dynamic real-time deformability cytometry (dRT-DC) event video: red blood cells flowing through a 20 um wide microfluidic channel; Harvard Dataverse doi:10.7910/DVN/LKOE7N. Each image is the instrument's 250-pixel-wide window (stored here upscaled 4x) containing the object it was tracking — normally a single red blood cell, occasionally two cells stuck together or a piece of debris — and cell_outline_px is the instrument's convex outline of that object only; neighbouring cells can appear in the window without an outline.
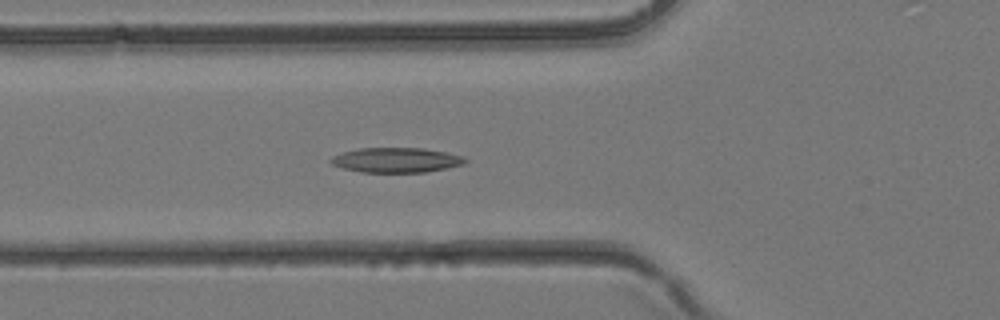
{"species": "common noctule bat (a hibernating species)", "species_latin": "Nyctalus noctula", "temperature_condition": "room temperature", "stored_images_in_passage": 38, "camera_frame_rate_fps": 3000, "um_per_image_px": 0.085, "animal": {"sex": "female", "body_mass_g": 24.6, "forearm_length_mm": 56.2}, "frame": {"image": 1, "passage_image": 14, "time_ms": 4.333, "image_size_px": [1000, 320], "cell_outline_px": [[468, 160], [464, 164], [424, 172], [360, 172], [344, 168], [332, 164], [328, 160], [332, 156], [344, 152], [360, 148], [424, 148], [464, 156]], "centroid_in_image_um": [33.67, 13.6], "position_along_channel_um": 92.1, "area_um2": 19.31}}
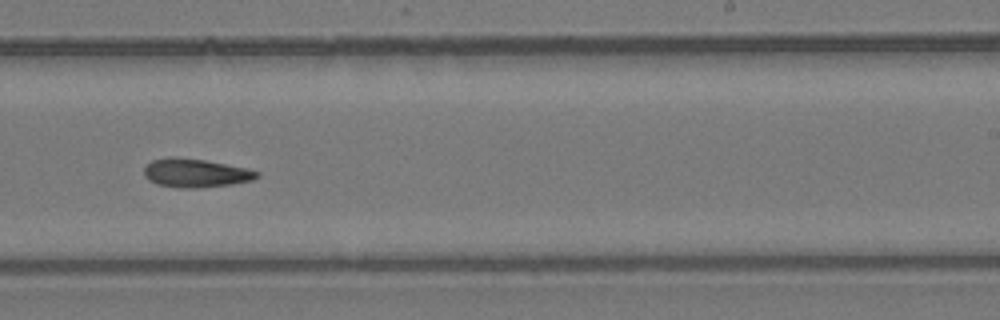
{"frame": {"image": 2, "passage_image": 24, "time_ms": 7.667, "image_size_px": [1000, 320], "cell_outline_px": [[260, 176], [252, 180], [232, 184], [196, 188], [180, 188], [156, 184], [148, 180], [144, 176], [144, 168], [152, 160], [172, 156], [204, 160], [244, 168], [260, 172]], "centroid_in_image_um": [16.59, 14.71], "position_along_channel_um": 272.4, "area_um2": 18.73}}
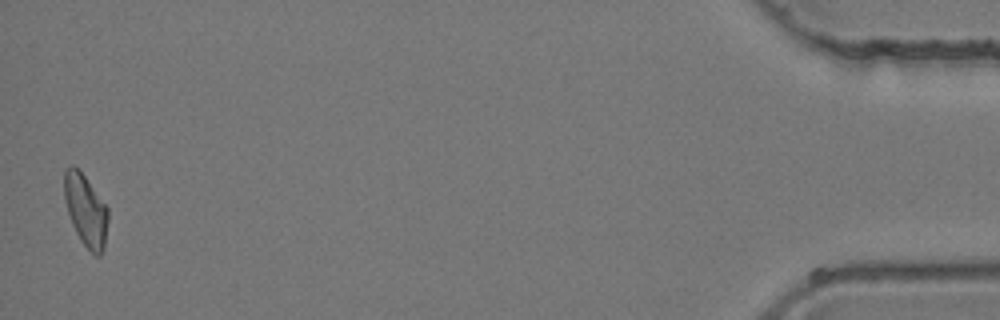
{"frame": {"image": 3, "passage_image": 38, "time_ms": 12.333, "image_size_px": [1000, 320], "cell_outline_px": [[108, 220], [104, 248], [100, 256], [96, 256], [80, 240], [72, 224], [64, 200], [64, 168], [72, 164], [84, 176], [108, 208]], "centroid_in_image_um": [7.28, 17.87], "position_along_channel_um": 427.9, "area_um2": 18.15}}